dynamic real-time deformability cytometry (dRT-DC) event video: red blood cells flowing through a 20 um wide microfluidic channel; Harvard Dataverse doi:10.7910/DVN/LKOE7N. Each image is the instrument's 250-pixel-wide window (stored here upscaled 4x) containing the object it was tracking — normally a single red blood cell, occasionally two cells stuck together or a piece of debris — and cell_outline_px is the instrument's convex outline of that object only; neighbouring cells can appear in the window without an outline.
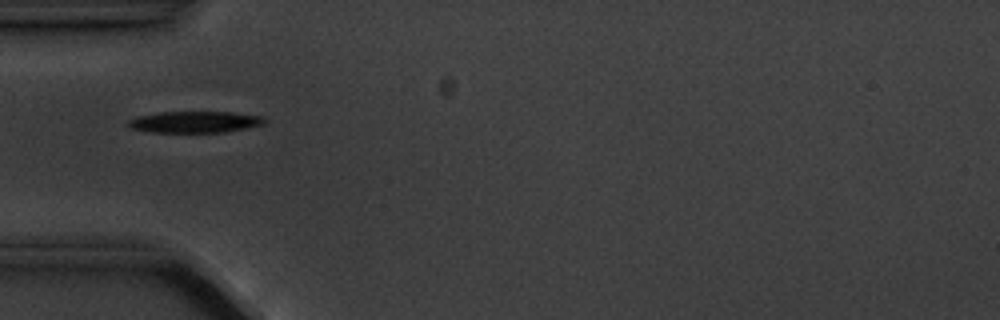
{"species": "common noctule bat (a hibernating species)", "species_latin": "Nyctalus noctula", "temperature_condition": "cold", "stored_images_in_passage": 4, "camera_frame_rate_fps": 3000, "um_per_image_px": 0.085, "animal": {"sex": "male", "body_mass_g": 20.1, "forearm_length_mm": 53.5}, "frame": {"image": 1, "passage_image": 3, "time_ms": 2.333, "image_size_px": [1000, 320], "cell_outline_px": [[268, 120], [264, 124], [224, 132], [152, 132], [132, 128], [124, 124], [128, 120], [136, 116], [156, 112], [232, 112], [264, 116]], "centroid_in_image_um": [16.54, 10.35], "position_along_channel_um": 68.5, "area_um2": 17.17}}